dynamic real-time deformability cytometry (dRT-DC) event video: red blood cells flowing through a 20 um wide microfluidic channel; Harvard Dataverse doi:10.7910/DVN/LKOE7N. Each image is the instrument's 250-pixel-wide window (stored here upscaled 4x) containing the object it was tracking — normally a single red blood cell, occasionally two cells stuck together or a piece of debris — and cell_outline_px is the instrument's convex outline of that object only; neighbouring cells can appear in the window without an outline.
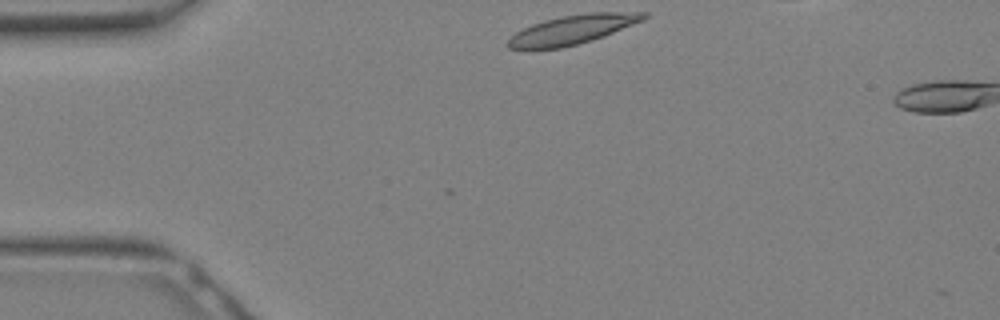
{"species": "Egyptian fruit bat (a non-hibernating species)", "species_latin": "Rousettus aegyptiacus", "temperature_condition": "warm", "stored_images_in_passage": 2, "camera_frame_rate_fps": 3000, "um_per_image_px": 0.085, "animal": {"sex": "female"}, "frame": {"image": 1, "passage_image": 1, "time_ms": 0.0, "image_size_px": [1000, 320], "cell_outline_px": [[648, 16], [644, 20], [604, 36], [592, 40], [560, 48], [528, 52], [508, 48], [504, 44], [516, 32], [532, 24], [544, 20], [560, 16], [588, 12], [648, 12]], "centroid_in_image_um": [48.58, 2.55], "position_along_channel_um": 36.4, "area_um2": 23.64}}